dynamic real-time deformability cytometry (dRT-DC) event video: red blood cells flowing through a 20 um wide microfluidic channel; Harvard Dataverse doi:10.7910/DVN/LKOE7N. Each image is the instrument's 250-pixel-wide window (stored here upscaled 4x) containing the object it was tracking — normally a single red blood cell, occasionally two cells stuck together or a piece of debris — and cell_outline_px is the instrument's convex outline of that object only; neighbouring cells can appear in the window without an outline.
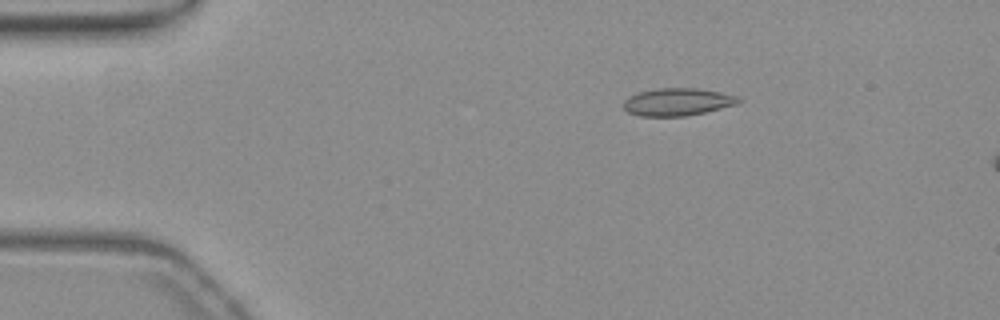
{"species": "common noctule bat (a hibernating species)", "species_latin": "Nyctalus noctula", "temperature_condition": "warm", "stored_images_in_passage": 6, "camera_frame_rate_fps": 3000, "um_per_image_px": 0.085, "animal": {"sex": "female", "body_mass_g": 19.3, "forearm_length_mm": 54.1}, "frame": {"image": 1, "passage_image": 1, "time_ms": 0.0, "image_size_px": [1000, 320], "cell_outline_px": [[744, 100], [736, 104], [704, 112], [684, 116], [640, 116], [628, 112], [624, 108], [624, 100], [628, 96], [640, 92], [660, 88], [696, 88], [720, 92], [736, 96]], "centroid_in_image_um": [57.58, 8.66], "position_along_channel_um": 27.4, "area_um2": 18.26}}